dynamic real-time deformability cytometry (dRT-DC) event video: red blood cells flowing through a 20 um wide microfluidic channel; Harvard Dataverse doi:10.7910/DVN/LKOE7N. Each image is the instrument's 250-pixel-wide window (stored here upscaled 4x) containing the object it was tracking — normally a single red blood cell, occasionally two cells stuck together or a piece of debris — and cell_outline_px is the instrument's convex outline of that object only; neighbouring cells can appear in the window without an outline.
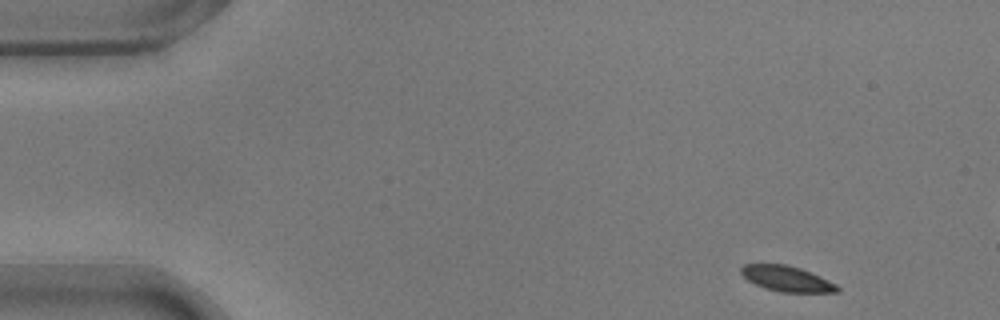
{"species": "common noctule bat (a hibernating species)", "species_latin": "Nyctalus noctula", "temperature_condition": "warm", "stored_images_in_passage": 13, "camera_frame_rate_fps": 3000, "um_per_image_px": 0.085, "animal": {"sex": "male", "body_mass_g": 17.9}, "frame": {"image": 1, "passage_image": 1, "time_ms": 0.0, "image_size_px": [1000, 320], "cell_outline_px": [[840, 292], [780, 292], [764, 288], [748, 280], [740, 272], [740, 268], [744, 264], [784, 264], [800, 268], [820, 276], [836, 284], [840, 288]], "centroid_in_image_um": [66.88, 23.69], "position_along_channel_um": 18.1, "area_um2": 14.22}}